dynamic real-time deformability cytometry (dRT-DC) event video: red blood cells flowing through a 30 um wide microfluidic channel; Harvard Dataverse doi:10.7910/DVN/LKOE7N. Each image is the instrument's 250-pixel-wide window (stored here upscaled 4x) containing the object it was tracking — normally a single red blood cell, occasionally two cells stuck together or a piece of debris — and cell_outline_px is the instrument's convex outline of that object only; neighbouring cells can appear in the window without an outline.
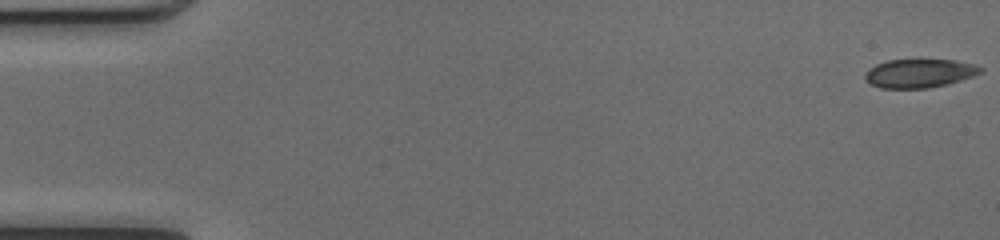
{"species": "common noctule bat (a hibernating species)", "species_latin": "Nyctalus noctula", "temperature_condition": "cold", "stored_images_in_passage": 51, "camera_frame_rate_fps": 3000, "um_per_image_px": 0.085, "animal": {"sex": "female", "body_mass_g": 17.0, "forearm_length_mm": 48.0}, "frame": {"image": 1, "passage_image": 1, "time_ms": 0.0, "image_size_px": [1000, 240], "cell_outline_px": [[984, 72], [948, 84], [928, 88], [880, 88], [872, 84], [864, 76], [868, 68], [876, 64], [888, 60], [956, 60], [972, 64], [984, 68]], "centroid_in_image_um": [78.17, 6.23], "position_along_channel_um": 6.8, "area_um2": 19.19}}
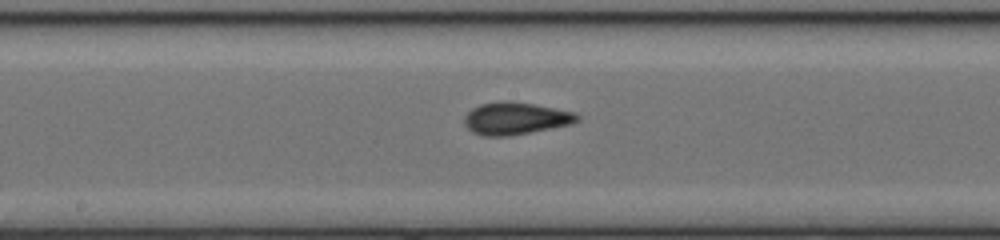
{"frame": {"image": 2, "passage_image": 27, "time_ms": 8.667, "image_size_px": [1000, 240], "cell_outline_px": [[580, 120], [572, 124], [508, 136], [484, 136], [472, 132], [464, 124], [464, 116], [472, 108], [480, 104], [500, 100], [504, 100], [536, 104], [576, 112], [580, 116]], "centroid_in_image_um": [43.83, 10.05], "position_along_channel_um": 204.4, "area_um2": 21.44}}
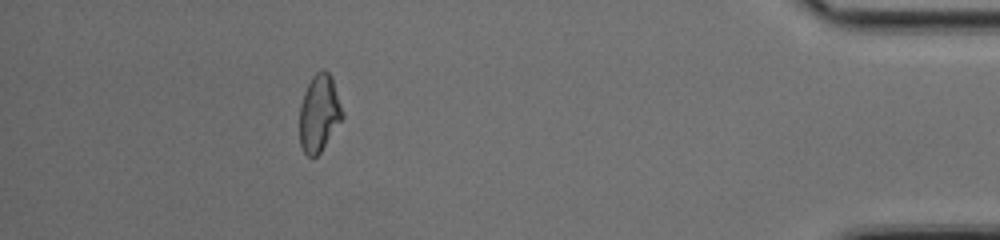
{"frame": {"image": 3, "passage_image": 46, "time_ms": 15.0, "image_size_px": [1000, 240], "cell_outline_px": [[344, 116], [320, 152], [316, 156], [308, 156], [304, 152], [300, 144], [300, 104], [304, 92], [312, 76], [316, 72], [324, 68], [332, 76], [344, 112]], "centroid_in_image_um": [27.14, 9.58], "position_along_channel_um": 408.1, "area_um2": 19.25}, "authors_computed_cell_mechanics": {"area_um2": 19.8254, "velocity_mm_per_s": 4.1018, "shape_relaxation_time_tau1_ms": null, "shape_relaxation_time_tau2_ms": 1.4783, "deformation_change_tau1": null, "deformation_change_tau2": 0.0579}}